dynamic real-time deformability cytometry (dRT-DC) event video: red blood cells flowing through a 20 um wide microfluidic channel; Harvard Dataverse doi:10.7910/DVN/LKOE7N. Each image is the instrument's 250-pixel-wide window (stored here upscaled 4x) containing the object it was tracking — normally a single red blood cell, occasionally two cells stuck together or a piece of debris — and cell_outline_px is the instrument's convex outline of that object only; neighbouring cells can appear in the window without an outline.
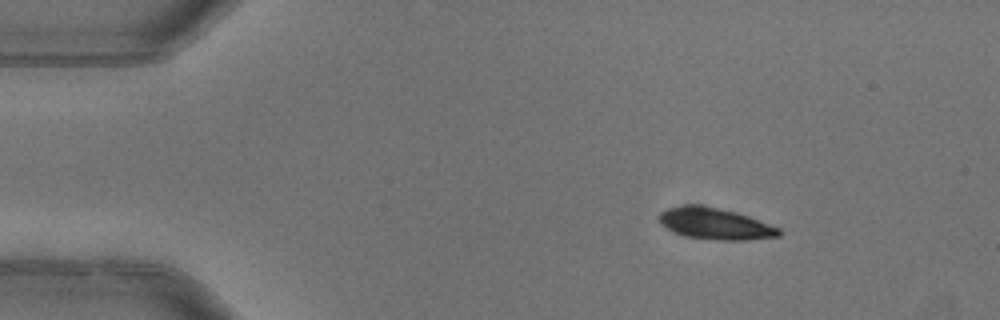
{"species": "common noctule bat (a hibernating species)", "species_latin": "Nyctalus noctula", "temperature_condition": "warm", "stored_images_in_passage": 4, "camera_frame_rate_fps": 3000, "um_per_image_px": 0.085, "animal": {"sex": "female"}, "frame": {"image": 1, "passage_image": 2, "time_ms": 0.333, "image_size_px": [1000, 320], "cell_outline_px": [[780, 236], [744, 240], [716, 240], [688, 236], [676, 232], [660, 224], [656, 220], [656, 216], [660, 212], [668, 208], [688, 204], [700, 204], [736, 212], [748, 216], [780, 228]], "centroid_in_image_um": [60.74, 19.0], "position_along_channel_um": 24.3, "area_um2": 21.91}}
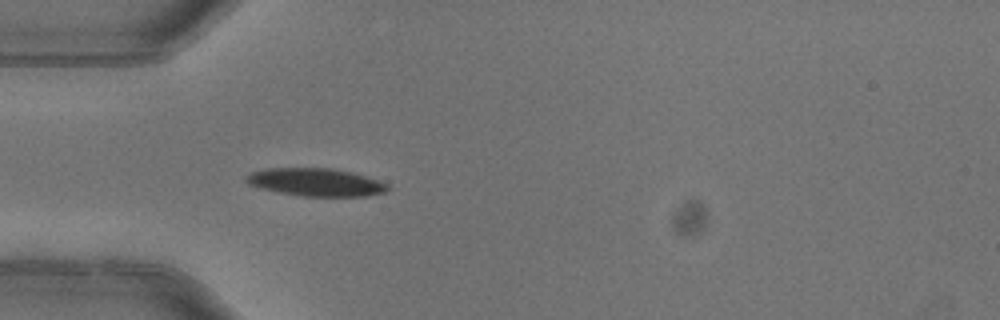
{"frame": {"image": 2, "passage_image": 4, "time_ms": 1.0, "image_size_px": [1000, 320], "cell_outline_px": [[388, 192], [368, 196], [304, 196], [276, 192], [260, 188], [248, 184], [244, 180], [244, 176], [252, 172], [268, 168], [332, 168], [352, 172], [388, 184]], "centroid_in_image_um": [26.82, 15.49], "position_along_channel_um": 58.2, "area_um2": 23.0}}